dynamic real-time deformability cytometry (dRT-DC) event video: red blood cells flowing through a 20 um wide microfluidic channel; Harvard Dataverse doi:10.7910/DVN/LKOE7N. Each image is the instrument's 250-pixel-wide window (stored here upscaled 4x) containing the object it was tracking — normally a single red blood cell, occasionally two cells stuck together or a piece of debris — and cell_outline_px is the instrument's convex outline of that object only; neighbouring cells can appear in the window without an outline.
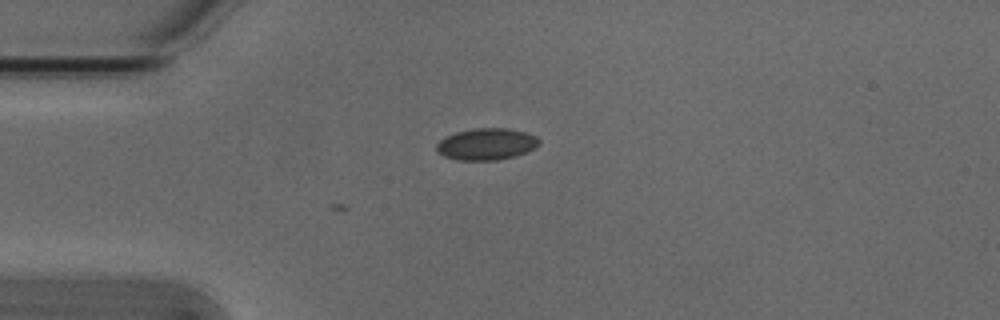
{"species": "Egyptian fruit bat (a non-hibernating species)", "species_latin": "Rousettus aegyptiacus", "temperature_condition": "cold", "stored_images_in_passage": 6, "camera_frame_rate_fps": 3000, "um_per_image_px": 0.085, "animal": {"sex": "male"}, "frame": {"image": 1, "passage_image": 6, "time_ms": 1.667, "image_size_px": [1000, 320], "cell_outline_px": [[540, 144], [516, 156], [496, 160], [456, 160], [444, 156], [436, 148], [436, 144], [444, 136], [456, 132], [472, 128], [504, 128], [524, 132], [536, 136], [540, 140]], "centroid_in_image_um": [41.32, 12.24], "position_along_channel_um": 43.7, "area_um2": 18.84}}